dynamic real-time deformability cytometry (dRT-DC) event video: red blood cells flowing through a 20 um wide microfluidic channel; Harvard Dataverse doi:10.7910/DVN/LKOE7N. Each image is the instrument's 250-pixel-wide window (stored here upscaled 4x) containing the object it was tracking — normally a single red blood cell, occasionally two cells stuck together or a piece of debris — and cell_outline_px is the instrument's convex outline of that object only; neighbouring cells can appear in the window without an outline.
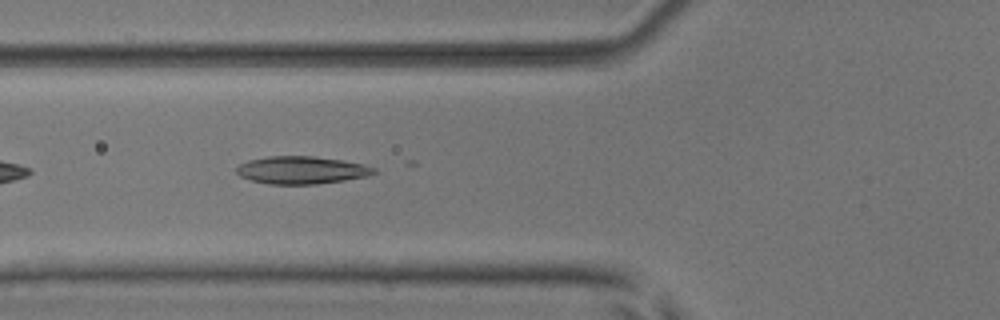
{"species": "common noctule bat (a hibernating species)", "species_latin": "Nyctalus noctula", "temperature_condition": "room temperature", "stored_images_in_passage": 36, "camera_frame_rate_fps": 3000, "um_per_image_px": 0.085, "animal": {"sex": "male", "body_mass_g": 17.9, "forearm_length_mm": 54.2}, "frame": {"image": 1, "passage_image": 5, "time_ms": 1.333, "image_size_px": [1000, 320], "cell_outline_px": [[376, 172], [368, 176], [344, 180], [316, 184], [268, 184], [252, 180], [240, 176], [236, 172], [236, 168], [240, 164], [248, 160], [268, 156], [312, 156], [340, 160], [364, 164], [376, 168]], "centroid_in_image_um": [25.63, 14.46], "position_along_channel_um": 100.2, "area_um2": 22.02}}
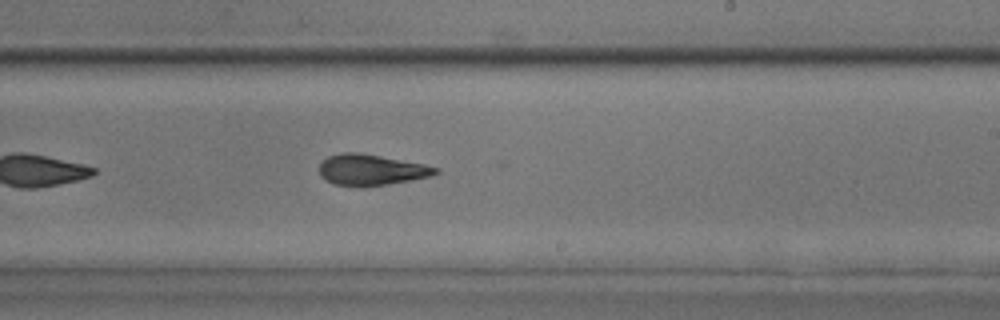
{"frame": {"image": 2, "passage_image": 17, "time_ms": 5.333, "image_size_px": [1000, 320], "cell_outline_px": [[440, 172], [432, 176], [412, 180], [364, 188], [360, 188], [336, 184], [320, 176], [320, 164], [328, 156], [340, 152], [360, 152], [424, 164], [440, 168]], "centroid_in_image_um": [31.58, 14.44], "position_along_channel_um": 257.4, "area_um2": 21.27}}
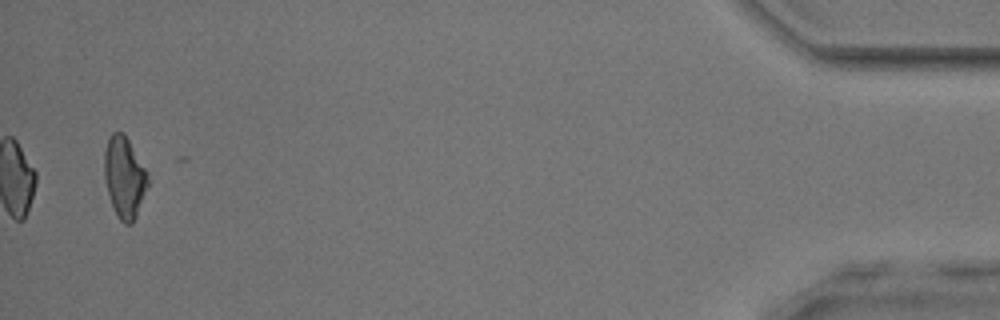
{"frame": {"image": 3, "passage_image": 36, "time_ms": 11.667, "image_size_px": [1000, 320], "cell_outline_px": [[148, 184], [136, 216], [132, 224], [124, 224], [120, 220], [112, 204], [108, 192], [104, 176], [104, 152], [108, 140], [112, 132], [124, 132], [144, 168], [148, 176]], "centroid_in_image_um": [10.56, 15.06], "position_along_channel_um": 424.6, "area_um2": 20.11}}